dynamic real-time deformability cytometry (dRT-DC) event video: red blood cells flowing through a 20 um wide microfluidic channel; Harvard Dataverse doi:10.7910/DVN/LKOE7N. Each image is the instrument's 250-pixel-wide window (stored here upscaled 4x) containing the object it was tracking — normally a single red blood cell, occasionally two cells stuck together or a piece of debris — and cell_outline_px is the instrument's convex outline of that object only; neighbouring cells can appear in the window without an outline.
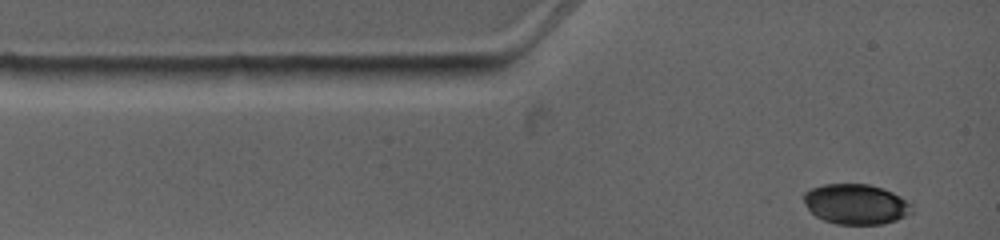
{"species": "common noctule bat (a hibernating species)", "species_latin": "Nyctalus noctula", "temperature_condition": "warm", "stored_images_in_passage": 4, "segment_of_instrument_passage": [1, 2], "camera_frame_rate_fps": 4500, "um_per_image_px": 0.085, "animal": {"sex": "female", "body_mass_g": 19.0, "forearm_length_mm": 53.3}, "frame": {"image": 1, "passage_image": 1, "time_ms": 0.0, "image_size_px": [1000, 240], "cell_outline_px": [[912, 212], [896, 220], [884, 224], [836, 224], [824, 220], [816, 216], [808, 208], [804, 200], [804, 192], [812, 188], [824, 184], [868, 184], [892, 192], [900, 196], [912, 204]], "centroid_in_image_um": [72.76, 17.35], "position_along_channel_um": 12.2, "area_um2": 25.14}}
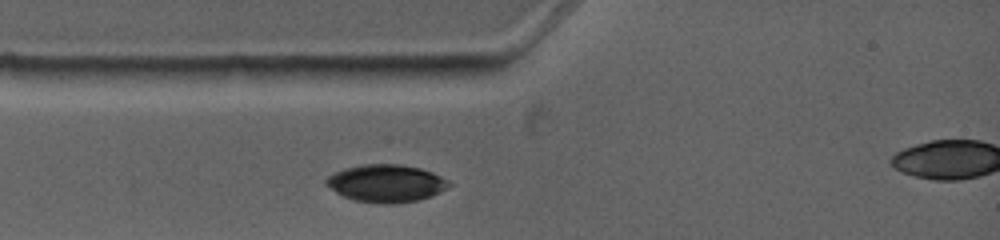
{"frame": {"image": 2, "passage_image": 3, "time_ms": 1.778, "image_size_px": [1000, 240], "cell_outline_px": [[452, 184], [432, 196], [416, 200], [392, 204], [384, 204], [352, 200], [336, 192], [324, 184], [324, 180], [328, 176], [344, 168], [364, 164], [404, 164], [420, 168], [432, 172], [448, 180]], "centroid_in_image_um": [32.8, 15.58], "position_along_channel_um": 52.2, "area_um2": 26.88}}